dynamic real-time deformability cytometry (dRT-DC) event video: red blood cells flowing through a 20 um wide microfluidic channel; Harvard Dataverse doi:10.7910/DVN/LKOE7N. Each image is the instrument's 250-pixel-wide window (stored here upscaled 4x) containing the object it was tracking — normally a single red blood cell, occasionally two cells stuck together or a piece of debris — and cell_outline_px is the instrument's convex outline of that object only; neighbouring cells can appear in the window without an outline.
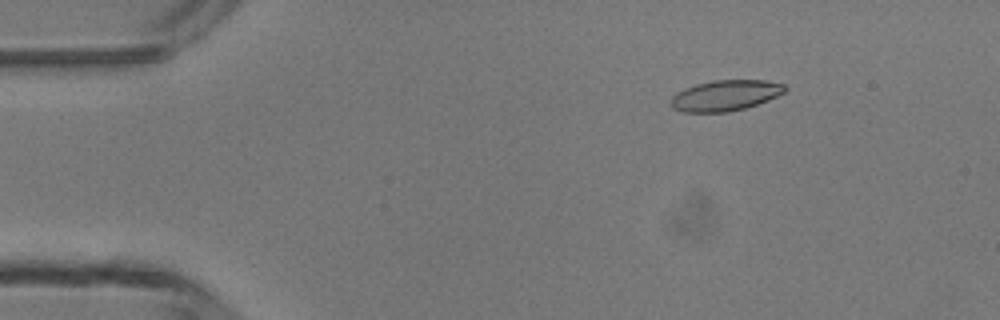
{"species": "common noctule bat (a hibernating species)", "species_latin": "Nyctalus noctula", "temperature_condition": "room temperature", "stored_images_in_passage": 4, "camera_frame_rate_fps": 3000, "um_per_image_px": 0.085, "animal": {"sex": "male", "body_mass_g": 13.3}, "frame": {"image": 1, "passage_image": 2, "time_ms": 1.0, "image_size_px": [1000, 320], "cell_outline_px": [[788, 88], [784, 92], [768, 100], [744, 108], [728, 112], [684, 112], [672, 108], [668, 104], [668, 100], [676, 92], [684, 88], [696, 84], [712, 80], [764, 80], [784, 84]], "centroid_in_image_um": [61.59, 8.11], "position_along_channel_um": 23.4, "area_um2": 20.58}}
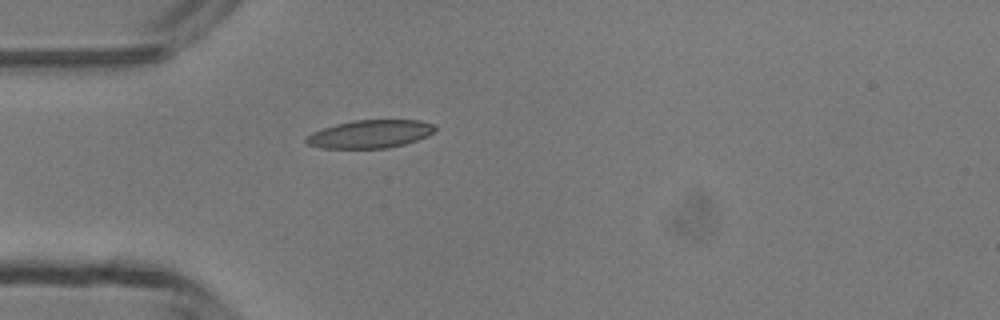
{"frame": {"image": 2, "passage_image": 4, "time_ms": 3.333, "image_size_px": [1000, 320], "cell_outline_px": [[436, 128], [428, 136], [404, 144], [388, 148], [324, 148], [308, 144], [304, 140], [312, 132], [336, 124], [352, 120], [420, 120], [436, 124]], "centroid_in_image_um": [31.49, 11.38], "position_along_channel_um": 53.5, "area_um2": 20.98}}